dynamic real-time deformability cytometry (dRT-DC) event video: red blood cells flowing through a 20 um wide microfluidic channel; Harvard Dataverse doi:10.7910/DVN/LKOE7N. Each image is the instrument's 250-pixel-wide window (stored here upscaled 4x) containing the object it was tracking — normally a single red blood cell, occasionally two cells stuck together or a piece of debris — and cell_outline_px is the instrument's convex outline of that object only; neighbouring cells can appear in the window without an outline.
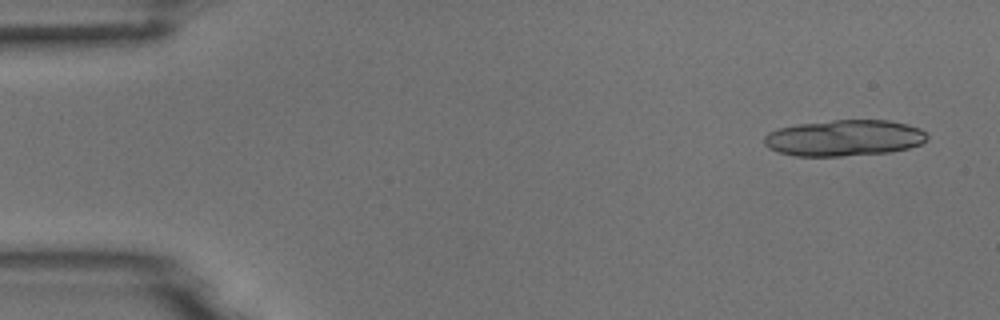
{"species": "common noctule bat (a hibernating species)", "species_latin": "Nyctalus noctula", "temperature_condition": "room temperature", "stored_images_in_passage": 5, "camera_frame_rate_fps": 3000, "um_per_image_px": 0.085, "animal": {"sex": "male", "body_mass_g": 18.8}, "frame": {"image": 1, "passage_image": 1, "time_ms": 0.0, "image_size_px": [1000, 320], "cell_outline_px": [[928, 140], [920, 144], [908, 148], [888, 152], [840, 156], [796, 156], [780, 152], [768, 148], [764, 144], [764, 136], [768, 132], [780, 128], [796, 124], [832, 120], [888, 120], [908, 124], [920, 128], [928, 136]], "centroid_in_image_um": [71.76, 11.72], "position_along_channel_um": 13.2, "area_um2": 34.39}}
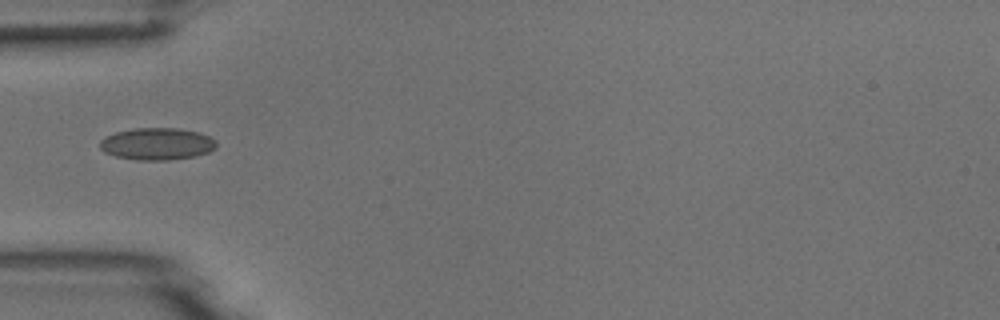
{"frame": {"image": 2, "passage_image": 5, "time_ms": 1.333, "image_size_px": [1000, 320], "cell_outline_px": [[216, 148], [208, 152], [196, 156], [168, 160], [136, 160], [116, 156], [104, 152], [100, 148], [100, 140], [104, 136], [116, 132], [136, 128], [180, 128], [200, 132], [216, 140]], "centroid_in_image_um": [13.35, 12.22], "position_along_channel_um": 71.6, "area_um2": 21.91}}